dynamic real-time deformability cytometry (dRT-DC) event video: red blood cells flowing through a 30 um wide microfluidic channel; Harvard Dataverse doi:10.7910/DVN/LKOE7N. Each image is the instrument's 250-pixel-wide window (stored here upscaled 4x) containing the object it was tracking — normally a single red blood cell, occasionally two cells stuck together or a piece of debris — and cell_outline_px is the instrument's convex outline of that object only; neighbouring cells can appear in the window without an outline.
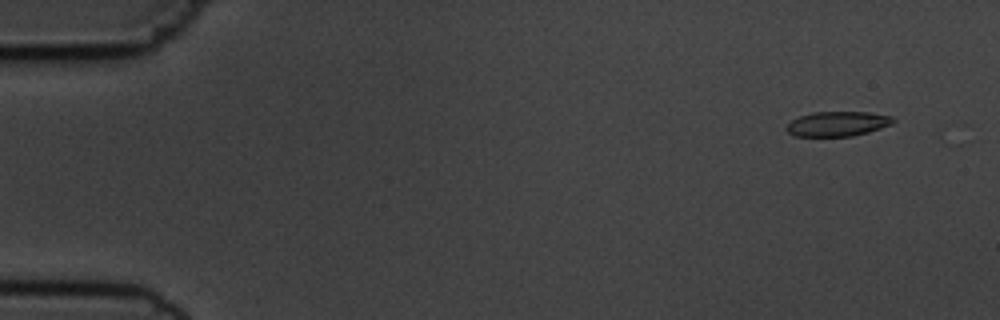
{"species": "common noctule bat (a hibernating species)", "species_latin": "Nyctalus noctula", "temperature_condition": "cold", "stored_images_in_passage": 6, "camera_frame_rate_fps": 3000, "um_per_image_px": 0.085, "animal": {"sex": "male", "body_mass_g": 19.5, "forearm_length_mm": 54.6}, "frame": {"image": 1, "passage_image": 2, "time_ms": 1.0, "image_size_px": [1000, 320], "cell_outline_px": [[896, 120], [892, 124], [868, 132], [852, 136], [796, 136], [788, 132], [784, 128], [792, 120], [800, 116], [812, 112], [868, 112], [892, 116]], "centroid_in_image_um": [71.2, 10.52], "position_along_channel_um": 13.8, "area_um2": 15.37}}